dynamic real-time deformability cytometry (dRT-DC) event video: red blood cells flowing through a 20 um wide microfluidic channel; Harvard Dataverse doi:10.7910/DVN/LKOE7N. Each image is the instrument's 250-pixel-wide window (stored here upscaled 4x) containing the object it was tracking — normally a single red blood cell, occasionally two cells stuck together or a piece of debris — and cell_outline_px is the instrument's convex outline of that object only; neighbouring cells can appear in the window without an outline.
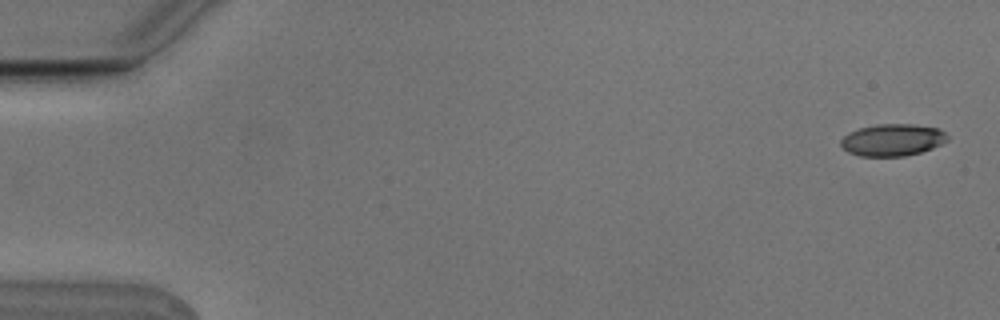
{"species": "Egyptian fruit bat (a non-hibernating species)", "species_latin": "Rousettus aegyptiacus", "temperature_condition": "cold", "stored_images_in_passage": 5, "camera_frame_rate_fps": 3000, "um_per_image_px": 0.085, "animal": {"sex": "male"}, "frame": {"image": 1, "passage_image": 1, "time_ms": 0.0, "image_size_px": [1000, 320], "cell_outline_px": [[948, 140], [932, 148], [920, 152], [904, 156], [860, 156], [848, 152], [840, 144], [840, 140], [848, 132], [860, 128], [876, 124], [912, 124], [940, 128], [948, 136]], "centroid_in_image_um": [75.85, 11.89], "position_along_channel_um": 9.1, "area_um2": 19.88}}
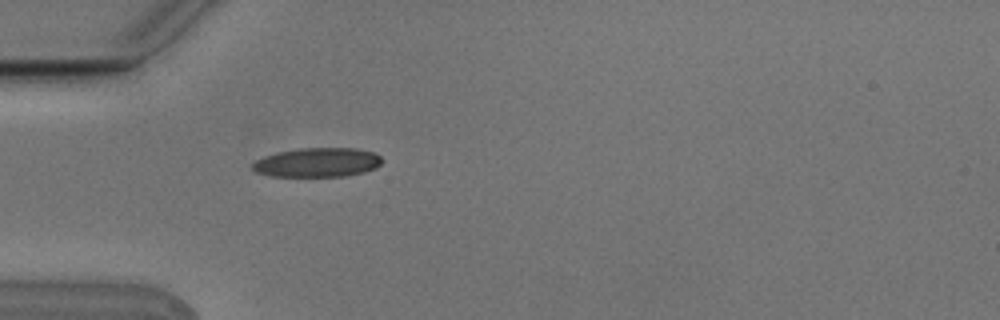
{"frame": {"image": 2, "passage_image": 5, "time_ms": 1.333, "image_size_px": [1000, 320], "cell_outline_px": [[380, 164], [376, 168], [364, 172], [348, 176], [272, 176], [256, 172], [252, 168], [252, 164], [256, 160], [264, 156], [276, 152], [300, 148], [356, 148], [372, 152], [380, 156]], "centroid_in_image_um": [26.97, 13.8], "position_along_channel_um": 58.0, "area_um2": 22.02}}